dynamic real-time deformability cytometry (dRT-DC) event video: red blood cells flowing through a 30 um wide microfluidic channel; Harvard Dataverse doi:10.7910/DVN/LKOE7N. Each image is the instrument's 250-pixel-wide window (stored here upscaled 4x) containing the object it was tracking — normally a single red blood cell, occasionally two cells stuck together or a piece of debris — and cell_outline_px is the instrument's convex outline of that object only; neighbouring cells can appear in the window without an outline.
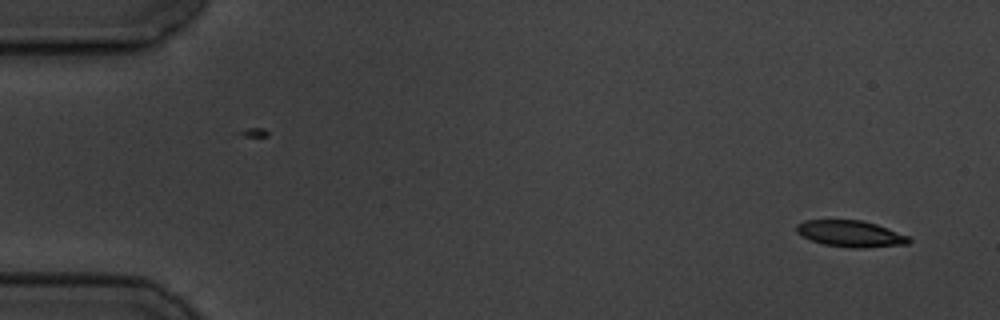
{"species": "common noctule bat (a hibernating species)", "species_latin": "Nyctalus noctula", "temperature_condition": "cold", "stored_images_in_passage": 4, "camera_frame_rate_fps": 3000, "um_per_image_px": 0.085, "animal": {"sex": "male", "body_mass_g": 19.5, "forearm_length_mm": 54.6}, "frame": {"image": 1, "passage_image": 1, "time_ms": 0.0, "image_size_px": [1000, 320], "cell_outline_px": [[912, 240], [908, 244], [860, 248], [852, 248], [824, 244], [812, 240], [796, 232], [796, 224], [804, 220], [860, 220], [876, 224], [908, 236]], "centroid_in_image_um": [72.29, 19.86], "position_along_channel_um": 12.7, "area_um2": 17.11}}
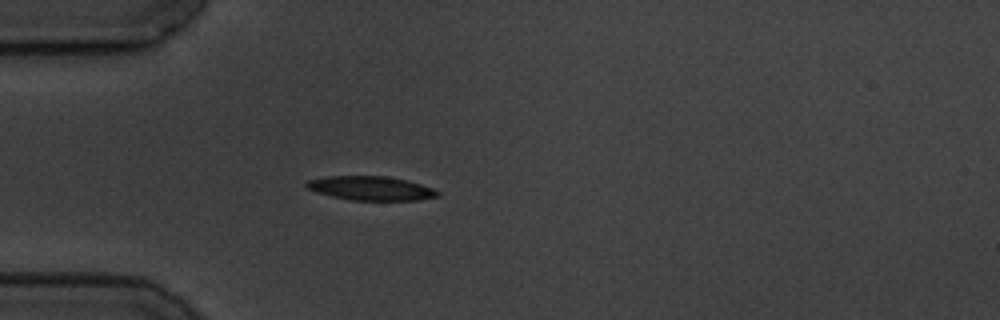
{"frame": {"image": 2, "passage_image": 4, "time_ms": 4.333, "image_size_px": [1000, 320], "cell_outline_px": [[440, 196], [420, 200], [352, 200], [332, 196], [316, 192], [308, 188], [304, 184], [308, 180], [324, 176], [388, 176], [420, 184], [432, 188], [440, 192]], "centroid_in_image_um": [31.52, 16.0], "position_along_channel_um": 53.5, "area_um2": 18.32}}